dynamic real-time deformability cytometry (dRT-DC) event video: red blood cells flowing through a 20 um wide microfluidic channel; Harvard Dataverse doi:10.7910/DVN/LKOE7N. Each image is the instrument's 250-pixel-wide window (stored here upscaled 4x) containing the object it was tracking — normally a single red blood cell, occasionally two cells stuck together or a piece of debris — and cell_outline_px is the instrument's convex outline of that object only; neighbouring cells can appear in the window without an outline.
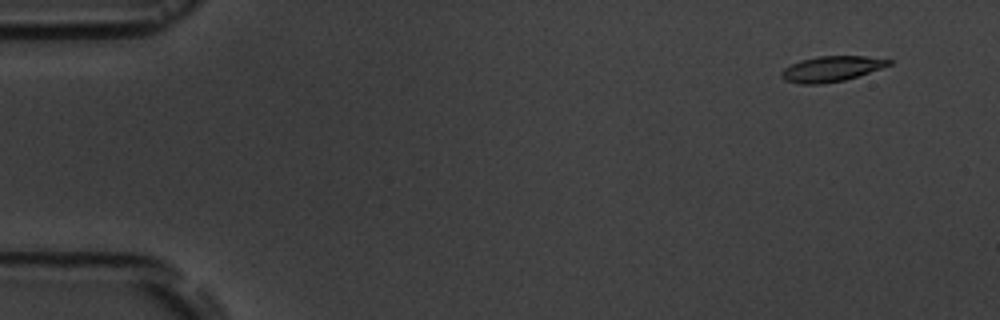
{"species": "common noctule bat (a hibernating species)", "species_latin": "Nyctalus noctula", "temperature_condition": "room temperature", "stored_images_in_passage": 4, "camera_frame_rate_fps": 3000, "um_per_image_px": 0.085, "animal": {"sex": "male", "body_mass_g": 19.5, "forearm_length_mm": 54.6}, "frame": {"image": 1, "passage_image": 1, "time_ms": 0.0, "image_size_px": [1000, 320], "cell_outline_px": [[892, 64], [844, 80], [820, 84], [800, 84], [784, 80], [780, 76], [780, 72], [784, 68], [800, 60], [816, 56], [864, 56], [892, 60]], "centroid_in_image_um": [70.61, 5.85], "position_along_channel_um": 14.4, "area_um2": 15.78}}
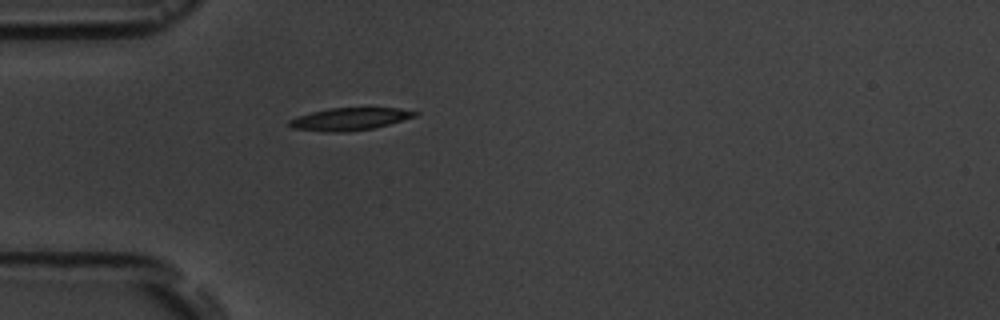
{"frame": {"image": 2, "passage_image": 4, "time_ms": 4.0, "image_size_px": [1000, 320], "cell_outline_px": [[420, 112], [416, 116], [388, 124], [372, 128], [348, 132], [324, 132], [292, 128], [288, 124], [288, 120], [312, 112], [332, 108], [400, 108]], "centroid_in_image_um": [29.72, 10.12], "position_along_channel_um": 55.3, "area_um2": 16.3}}